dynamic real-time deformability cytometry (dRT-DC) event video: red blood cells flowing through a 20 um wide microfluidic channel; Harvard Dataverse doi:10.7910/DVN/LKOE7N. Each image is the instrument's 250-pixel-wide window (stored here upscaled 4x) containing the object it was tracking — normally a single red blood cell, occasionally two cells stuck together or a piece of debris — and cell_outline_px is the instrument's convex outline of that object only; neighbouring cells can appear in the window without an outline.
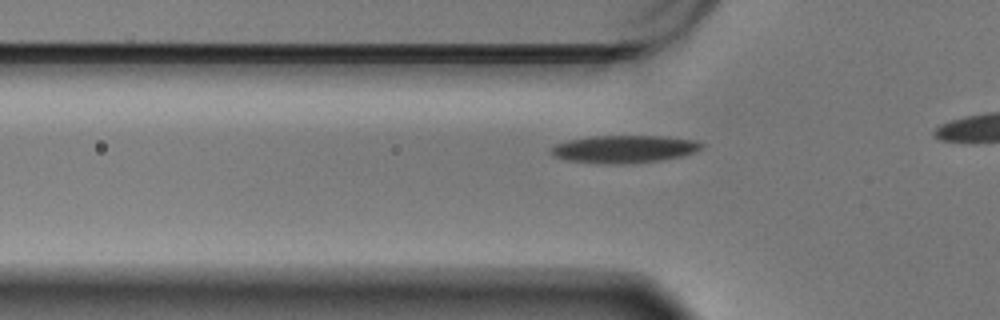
{"species": "Egyptian fruit bat (a non-hibernating species)", "species_latin": "Rousettus aegyptiacus", "temperature_condition": "warm", "stored_images_in_passage": 27, "camera_frame_rate_fps": 3000, "um_per_image_px": 0.085, "animal": {"sex": "male"}, "frame": {"image": 1, "passage_image": 13, "time_ms": 4.0, "image_size_px": [1000, 320], "cell_outline_px": [[704, 144], [700, 148], [692, 152], [680, 156], [660, 160], [620, 164], [600, 164], [568, 160], [552, 156], [548, 152], [548, 148], [556, 144], [568, 140], [592, 136], [668, 136], [696, 140]], "centroid_in_image_um": [52.98, 12.66], "position_along_channel_um": 72.8, "area_um2": 24.28}}
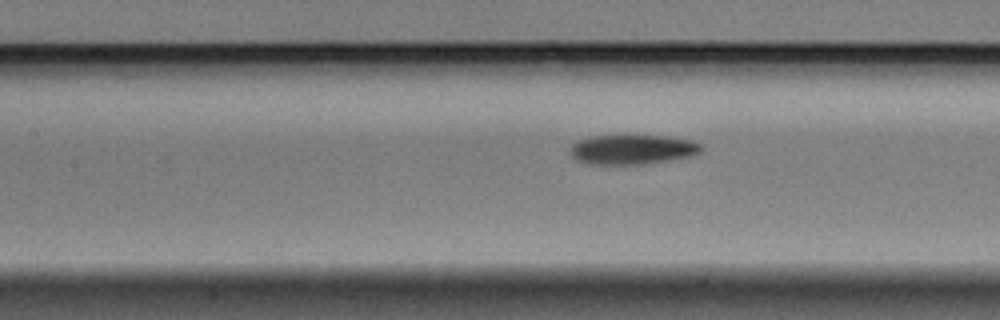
{"frame": {"image": 2, "passage_image": 20, "time_ms": 6.333, "image_size_px": [1000, 320], "cell_outline_px": [[704, 148], [700, 152], [692, 156], [644, 164], [588, 164], [576, 160], [568, 152], [568, 148], [572, 144], [580, 140], [592, 136], [664, 136], [692, 140], [700, 144]], "centroid_in_image_um": [53.73, 12.71], "position_along_channel_um": 153.7, "area_um2": 22.66}}
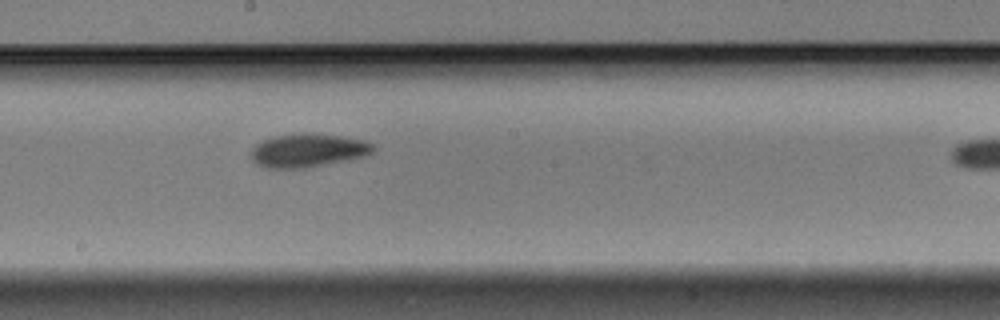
{"frame": {"image": 3, "passage_image": 26, "time_ms": 8.333, "image_size_px": [1000, 320], "cell_outline_px": [[376, 148], [372, 152], [364, 156], [348, 160], [308, 168], [268, 168], [256, 164], [252, 160], [252, 148], [256, 144], [264, 140], [276, 136], [304, 132], [308, 132], [340, 136], [364, 140], [372, 144]], "centroid_in_image_um": [26.19, 12.78], "position_along_channel_um": 222.0, "area_um2": 23.87}}